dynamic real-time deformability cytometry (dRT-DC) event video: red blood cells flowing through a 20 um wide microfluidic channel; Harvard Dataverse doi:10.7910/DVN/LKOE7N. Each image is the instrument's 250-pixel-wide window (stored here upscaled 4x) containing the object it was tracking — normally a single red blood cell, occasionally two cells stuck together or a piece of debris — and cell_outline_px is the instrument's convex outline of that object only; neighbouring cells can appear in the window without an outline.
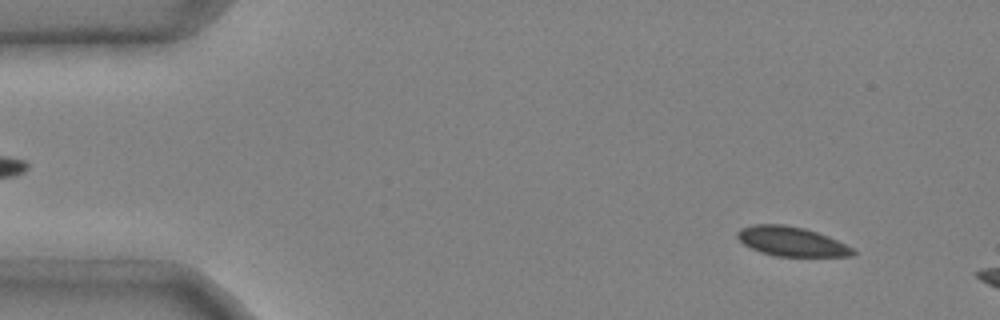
{"species": "common noctule bat (a hibernating species)", "species_latin": "Nyctalus noctula", "temperature_condition": "cold", "stored_images_in_passage": 10, "camera_frame_rate_fps": 3000, "um_per_image_px": 0.085, "animal": {"sex": "male", "body_mass_g": 20.4}, "frame": {"image": 1, "passage_image": 4, "time_ms": 1.0, "image_size_px": [1000, 320], "cell_outline_px": [[856, 252], [852, 256], [776, 256], [760, 252], [744, 244], [736, 236], [736, 232], [740, 228], [752, 224], [784, 224], [804, 228], [828, 236], [852, 248]], "centroid_in_image_um": [67.23, 20.51], "position_along_channel_um": 17.8, "area_um2": 19.71}}